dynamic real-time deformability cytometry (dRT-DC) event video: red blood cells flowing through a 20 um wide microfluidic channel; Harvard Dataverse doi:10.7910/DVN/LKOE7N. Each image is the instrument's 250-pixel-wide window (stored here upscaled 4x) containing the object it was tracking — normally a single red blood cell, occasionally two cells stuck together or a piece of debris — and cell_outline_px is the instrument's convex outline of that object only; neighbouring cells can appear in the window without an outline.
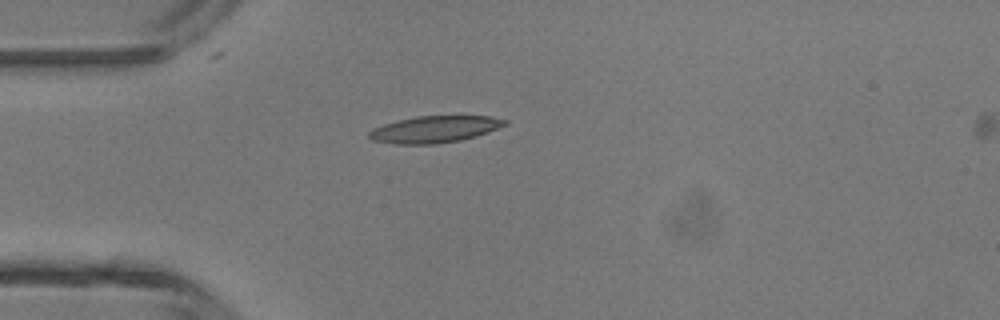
{"species": "common noctule bat (a hibernating species)", "species_latin": "Nyctalus noctula", "temperature_condition": "room temperature", "stored_images_in_passage": 30, "camera_frame_rate_fps": 3000, "um_per_image_px": 0.085, "animal": {"sex": "male", "body_mass_g": 13.3}, "frame": {"image": 1, "passage_image": 1, "time_ms": 0.0, "image_size_px": [1000, 320], "cell_outline_px": [[508, 124], [488, 132], [476, 136], [460, 140], [436, 144], [392, 144], [372, 140], [368, 136], [368, 132], [372, 128], [384, 124], [416, 116], [488, 116], [508, 120]], "centroid_in_image_um": [36.93, 10.99], "position_along_channel_um": 48.1, "area_um2": 21.15}}
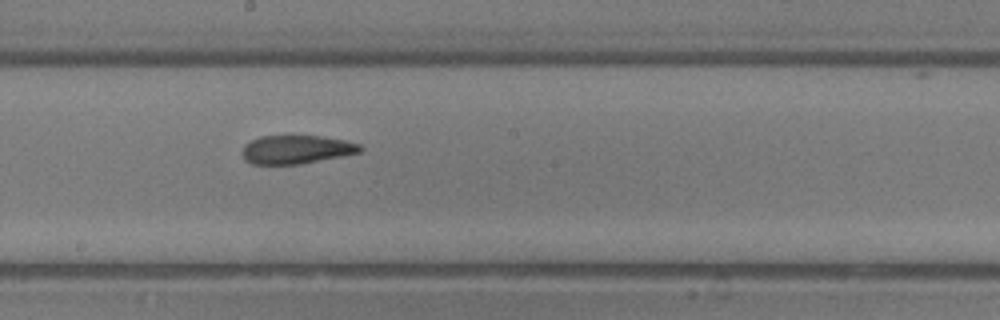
{"frame": {"image": 2, "passage_image": 14, "time_ms": 4.333, "image_size_px": [1000, 320], "cell_outline_px": [[364, 148], [360, 152], [300, 164], [252, 164], [244, 160], [244, 144], [260, 136], [320, 136], [348, 140], [360, 144]], "centroid_in_image_um": [25.22, 12.7], "position_along_channel_um": 223.0, "area_um2": 19.48}}
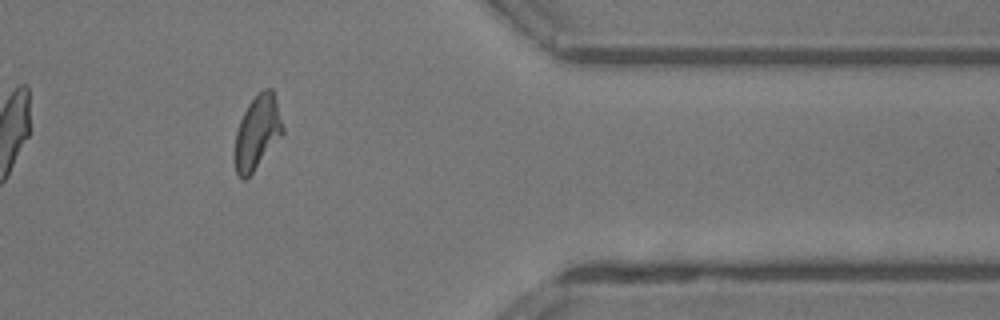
{"frame": {"image": 3, "passage_image": 27, "time_ms": 8.667, "image_size_px": [1000, 320], "cell_outline_px": [[284, 132], [252, 172], [244, 180], [240, 180], [236, 172], [232, 156], [232, 152], [236, 132], [240, 120], [248, 104], [264, 88], [272, 88], [284, 128]], "centroid_in_image_um": [21.82, 11.29], "position_along_channel_um": 389.6, "area_um2": 20.58}, "authors_computed_cell_mechanics": {"area_um2": 20.6635, "velocity_mm_per_s": 4.3528, "shape_relaxation_time_tau1_ms": 6.461, "shape_relaxation_time_tau2_ms": 1.737, "deformation_change_tau1": 0.2242, "deformation_change_tau2": 0.0907}}